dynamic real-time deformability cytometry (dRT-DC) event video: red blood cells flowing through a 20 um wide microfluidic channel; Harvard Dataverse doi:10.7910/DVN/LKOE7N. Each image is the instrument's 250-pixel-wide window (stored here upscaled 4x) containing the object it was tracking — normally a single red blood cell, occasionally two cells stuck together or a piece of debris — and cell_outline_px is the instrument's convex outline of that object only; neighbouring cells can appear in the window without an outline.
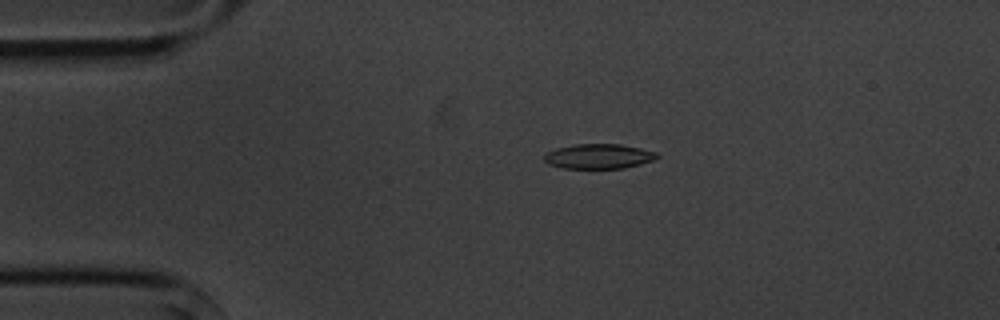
{"species": "common noctule bat (a hibernating species)", "species_latin": "Nyctalus noctula", "temperature_condition": "cold", "stored_images_in_passage": 4, "camera_frame_rate_fps": 3000, "um_per_image_px": 0.085, "animal": {"sex": "male", "body_mass_g": 20.1, "forearm_length_mm": 53.5}, "frame": {"image": 1, "passage_image": 3, "time_ms": 2.333, "image_size_px": [1000, 320], "cell_outline_px": [[660, 156], [652, 160], [640, 164], [624, 168], [560, 168], [548, 164], [544, 160], [544, 156], [548, 152], [556, 148], [572, 144], [620, 144], [640, 148], [656, 152]], "centroid_in_image_um": [50.87, 13.28], "position_along_channel_um": 34.1, "area_um2": 16.3}}